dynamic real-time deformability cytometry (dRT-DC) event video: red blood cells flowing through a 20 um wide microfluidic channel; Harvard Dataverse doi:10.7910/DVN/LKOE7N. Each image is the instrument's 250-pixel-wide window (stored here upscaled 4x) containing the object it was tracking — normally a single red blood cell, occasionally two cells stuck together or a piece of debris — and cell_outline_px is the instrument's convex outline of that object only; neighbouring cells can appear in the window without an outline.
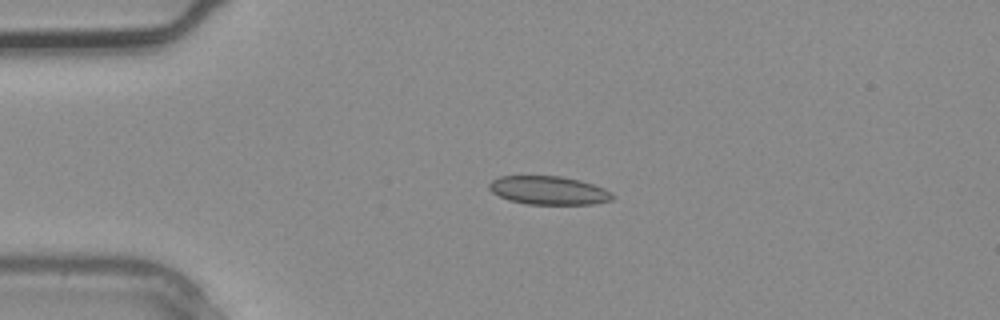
{"species": "common noctule bat (a hibernating species)", "species_latin": "Nyctalus noctula", "temperature_condition": "warm", "stored_images_in_passage": 2, "camera_frame_rate_fps": 3000, "um_per_image_px": 0.085, "animal": {"sex": "male", "body_mass_g": 20.4}, "frame": {"image": 1, "passage_image": 1, "time_ms": 0.0, "image_size_px": [1000, 320], "cell_outline_px": [[616, 196], [612, 200], [592, 204], [528, 204], [508, 200], [492, 192], [488, 188], [488, 184], [492, 180], [500, 176], [560, 176], [580, 180], [604, 188]], "centroid_in_image_um": [46.63, 16.18], "position_along_channel_um": 38.4, "area_um2": 20.46}}